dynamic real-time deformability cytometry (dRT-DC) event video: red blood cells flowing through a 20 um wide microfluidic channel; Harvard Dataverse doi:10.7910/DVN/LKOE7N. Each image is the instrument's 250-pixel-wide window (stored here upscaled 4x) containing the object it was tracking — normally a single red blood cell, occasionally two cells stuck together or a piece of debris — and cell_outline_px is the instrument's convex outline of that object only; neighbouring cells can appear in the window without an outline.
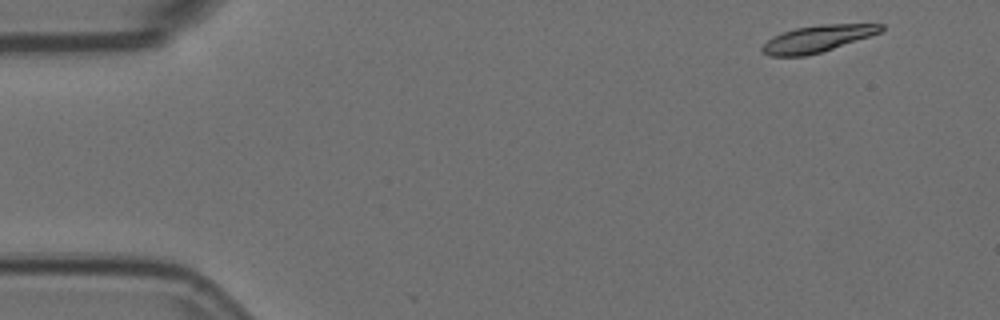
{"species": "Egyptian fruit bat (a non-hibernating species)", "species_latin": "Rousettus aegyptiacus", "temperature_condition": "room temperature", "stored_images_in_passage": 4, "camera_frame_rate_fps": 3000, "um_per_image_px": 0.085, "animal": {"sex": "female"}, "frame": {"image": 1, "passage_image": 1, "time_ms": 0.0, "image_size_px": [1000, 320], "cell_outline_px": [[884, 28], [880, 32], [820, 52], [804, 56], [768, 56], [760, 48], [772, 36], [796, 28], [820, 24], [884, 24]], "centroid_in_image_um": [69.43, 3.29], "position_along_channel_um": 15.6, "area_um2": 18.09}}